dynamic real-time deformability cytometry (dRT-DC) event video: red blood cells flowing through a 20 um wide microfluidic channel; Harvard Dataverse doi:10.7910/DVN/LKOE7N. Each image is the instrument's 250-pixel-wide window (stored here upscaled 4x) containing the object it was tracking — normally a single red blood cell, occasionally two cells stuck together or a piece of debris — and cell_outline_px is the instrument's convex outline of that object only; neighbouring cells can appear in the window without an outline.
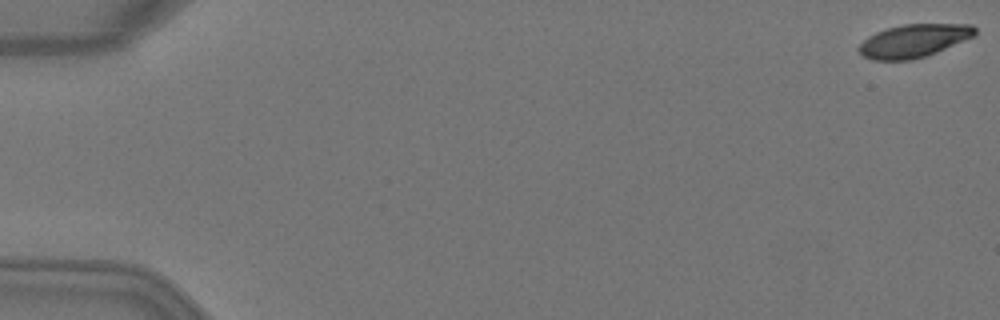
{"species": "Egyptian fruit bat (a non-hibernating species)", "species_latin": "Rousettus aegyptiacus", "temperature_condition": "warm", "stored_images_in_passage": 5, "camera_frame_rate_fps": 3000, "um_per_image_px": 0.085, "animal": {"sex": "female"}, "frame": {"image": 1, "passage_image": 1, "time_ms": 0.0, "image_size_px": [1000, 320], "cell_outline_px": [[976, 36], [936, 52], [912, 60], [872, 60], [864, 56], [856, 48], [868, 36], [876, 32], [888, 28], [904, 24], [972, 24], [976, 28]], "centroid_in_image_um": [77.69, 3.46], "position_along_channel_um": 7.3, "area_um2": 22.37}}
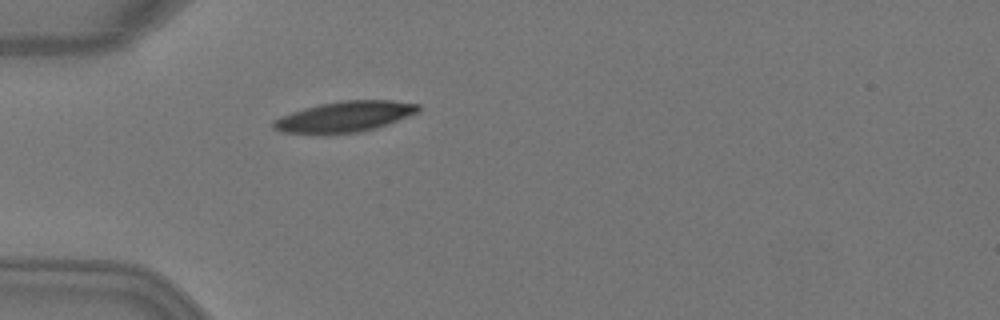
{"frame": {"image": 2, "passage_image": 5, "time_ms": 1.333, "image_size_px": [1000, 320], "cell_outline_px": [[420, 112], [388, 124], [376, 128], [360, 132], [284, 132], [272, 128], [272, 120], [280, 116], [304, 108], [320, 104], [344, 100], [392, 100], [420, 104]], "centroid_in_image_um": [29.36, 9.88], "position_along_channel_um": 55.6, "area_um2": 25.49}}